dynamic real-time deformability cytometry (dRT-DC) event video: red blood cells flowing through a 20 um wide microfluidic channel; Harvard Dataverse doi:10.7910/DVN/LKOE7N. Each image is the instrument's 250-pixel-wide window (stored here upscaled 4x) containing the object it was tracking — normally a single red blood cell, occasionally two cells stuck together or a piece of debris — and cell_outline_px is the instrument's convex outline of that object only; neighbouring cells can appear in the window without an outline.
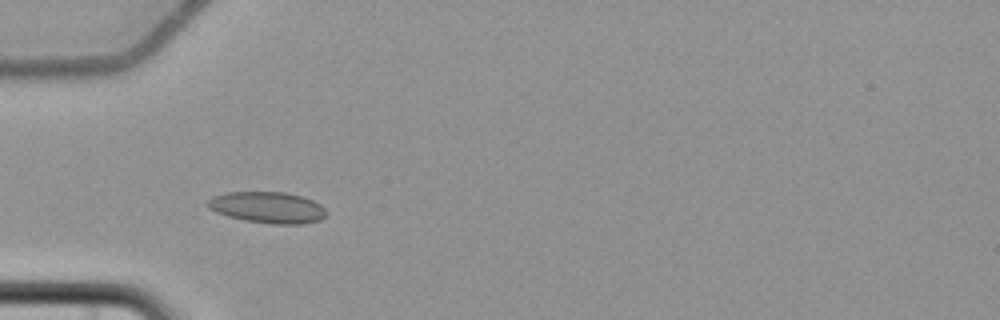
{"species": "common noctule bat (a hibernating species)", "species_latin": "Nyctalus noctula", "temperature_condition": "cold", "stored_images_in_passage": 4, "camera_frame_rate_fps": 3000, "um_per_image_px": 0.085, "animal": {"sex": "female", "body_mass_g": 22.7, "forearm_length_mm": 54.2}, "frame": {"image": 1, "passage_image": 3, "time_ms": 3.667, "image_size_px": [1000, 320], "cell_outline_px": [[328, 212], [320, 220], [304, 224], [272, 224], [248, 220], [228, 216], [216, 212], [208, 208], [208, 200], [212, 196], [228, 192], [284, 192], [304, 196], [320, 204]], "centroid_in_image_um": [22.78, 17.63], "position_along_channel_um": 62.2, "area_um2": 21.62}}
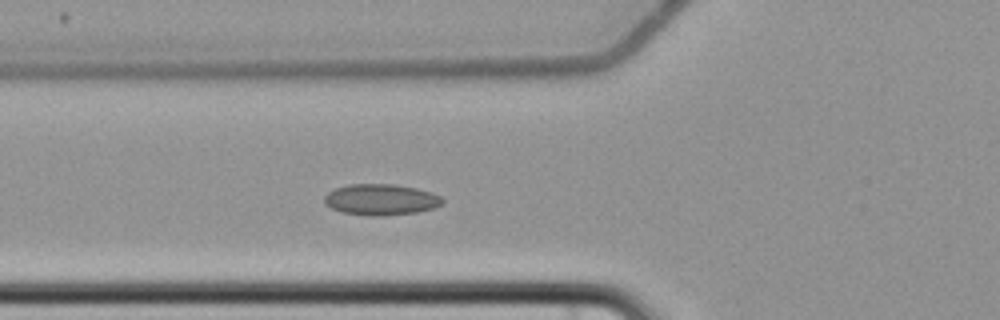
{"frame": {"image": 2, "passage_image": 4, "time_ms": 4.667, "image_size_px": [1000, 320], "cell_outline_px": [[444, 204], [436, 208], [416, 212], [380, 216], [368, 216], [340, 212], [324, 204], [324, 196], [328, 192], [336, 188], [348, 184], [392, 184], [416, 188], [432, 192], [440, 196], [444, 200]], "centroid_in_image_um": [32.39, 16.97], "position_along_channel_um": 93.4, "area_um2": 21.62}}